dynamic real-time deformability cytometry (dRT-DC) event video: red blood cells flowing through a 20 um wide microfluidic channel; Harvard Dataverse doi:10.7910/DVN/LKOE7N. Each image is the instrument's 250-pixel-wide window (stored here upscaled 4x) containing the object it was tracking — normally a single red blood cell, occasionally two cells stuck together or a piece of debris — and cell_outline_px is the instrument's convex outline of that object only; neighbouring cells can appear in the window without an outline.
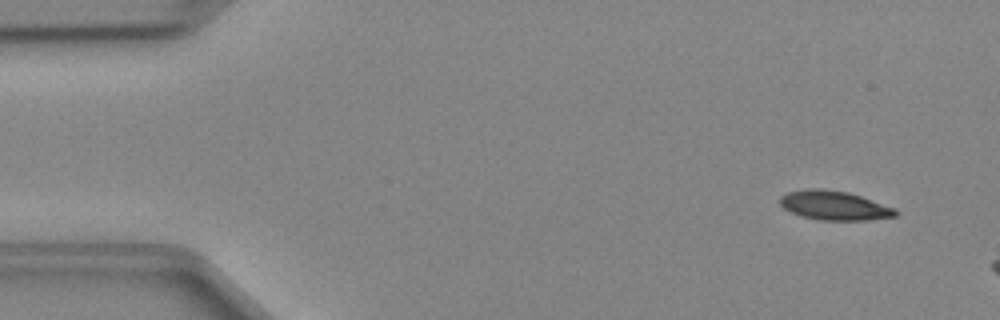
{"species": "Egyptian fruit bat (a non-hibernating species)", "species_latin": "Rousettus aegyptiacus", "temperature_condition": "cold", "stored_images_in_passage": 7, "camera_frame_rate_fps": 3000, "um_per_image_px": 0.085, "animal": {"sex": "female"}, "frame": {"image": 1, "passage_image": 1, "time_ms": 0.0, "image_size_px": [1000, 320], "cell_outline_px": [[896, 216], [868, 220], [816, 220], [800, 216], [784, 208], [780, 204], [780, 196], [788, 192], [808, 188], [820, 188], [848, 192], [896, 208]], "centroid_in_image_um": [70.89, 17.46], "position_along_channel_um": 14.1, "area_um2": 19.65}}